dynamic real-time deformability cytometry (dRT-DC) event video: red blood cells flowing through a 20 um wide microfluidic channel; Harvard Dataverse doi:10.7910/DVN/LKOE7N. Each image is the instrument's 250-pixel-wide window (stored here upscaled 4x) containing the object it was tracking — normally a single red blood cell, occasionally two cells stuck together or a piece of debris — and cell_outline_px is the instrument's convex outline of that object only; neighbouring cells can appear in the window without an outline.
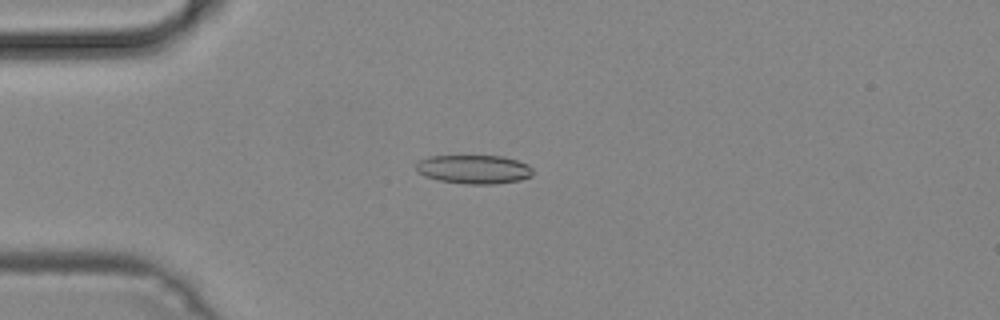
{"species": "common noctule bat (a hibernating species)", "species_latin": "Nyctalus noctula", "temperature_condition": "cold", "stored_images_in_passage": 50, "camera_frame_rate_fps": 3000, "um_per_image_px": 0.085, "animal": {"sex": "male", "body_mass_g": 19.2, "forearm_length_mm": 51.8}, "frame": {"image": 1, "passage_image": 13, "time_ms": 4.0, "image_size_px": [1000, 320], "cell_outline_px": [[532, 176], [520, 180], [496, 184], [468, 184], [440, 180], [424, 176], [416, 172], [416, 164], [420, 160], [428, 156], [504, 156], [528, 164], [532, 168]], "centroid_in_image_um": [40.28, 14.39], "position_along_channel_um": 44.7, "area_um2": 19.65}}
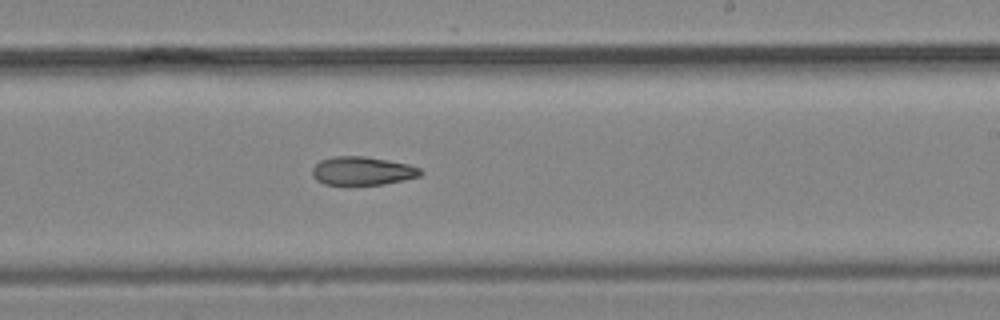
{"frame": {"image": 2, "passage_image": 30, "time_ms": 9.667, "image_size_px": [1000, 320], "cell_outline_px": [[424, 172], [420, 176], [404, 180], [384, 184], [324, 184], [316, 180], [312, 176], [312, 168], [320, 160], [332, 156], [364, 156], [388, 160], [408, 164], [420, 168]], "centroid_in_image_um": [30.8, 14.52], "position_along_channel_um": 258.2, "area_um2": 17.98}}
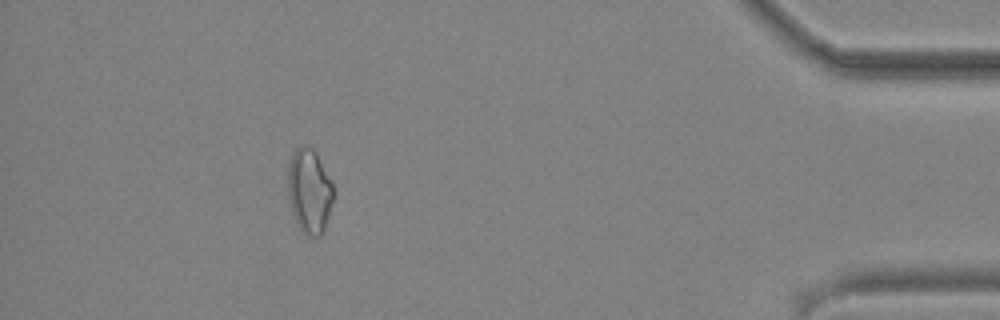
{"frame": {"image": 3, "passage_image": 45, "time_ms": 14.667, "image_size_px": [1000, 320], "cell_outline_px": [[336, 196], [324, 228], [320, 236], [312, 236], [304, 232], [300, 228], [292, 212], [288, 196], [288, 164], [292, 152], [300, 144], [308, 144], [316, 152], [332, 180], [336, 188]], "centroid_in_image_um": [26.33, 16.17], "position_along_channel_um": 408.9, "area_um2": 23.0}}